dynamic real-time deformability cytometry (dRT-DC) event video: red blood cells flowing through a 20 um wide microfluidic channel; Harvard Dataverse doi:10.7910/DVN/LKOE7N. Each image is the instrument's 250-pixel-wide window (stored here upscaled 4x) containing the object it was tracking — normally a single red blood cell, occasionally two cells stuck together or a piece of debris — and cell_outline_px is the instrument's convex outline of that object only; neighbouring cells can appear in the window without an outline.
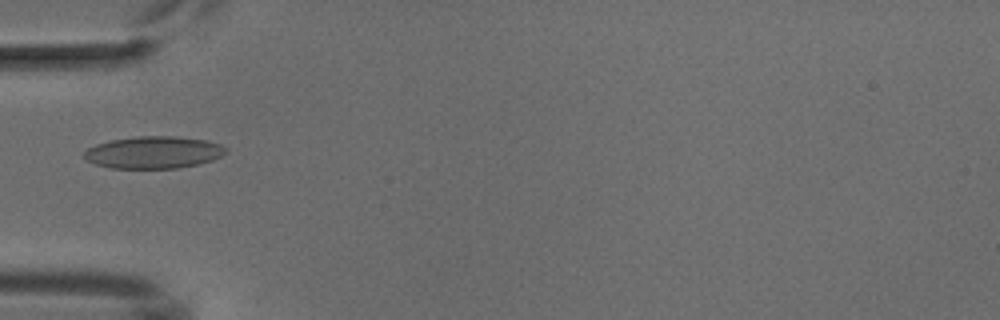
{"species": "common noctule bat (a hibernating species)", "species_latin": "Nyctalus noctula", "temperature_condition": "cold", "stored_images_in_passage": 1, "camera_frame_rate_fps": 3000, "um_per_image_px": 0.085, "animal": {"sex": "male", "body_mass_g": 18.8}, "frame": {"image": 1, "passage_image": 1, "time_ms": 0.0, "image_size_px": [1000, 320], "cell_outline_px": [[228, 152], [212, 160], [196, 164], [176, 168], [108, 168], [96, 164], [88, 160], [84, 156], [84, 152], [88, 148], [96, 144], [112, 140], [136, 136], [172, 136], [208, 140], [220, 144], [228, 148]], "centroid_in_image_um": [13.08, 12.94], "position_along_channel_um": 71.9, "area_um2": 26.47}}